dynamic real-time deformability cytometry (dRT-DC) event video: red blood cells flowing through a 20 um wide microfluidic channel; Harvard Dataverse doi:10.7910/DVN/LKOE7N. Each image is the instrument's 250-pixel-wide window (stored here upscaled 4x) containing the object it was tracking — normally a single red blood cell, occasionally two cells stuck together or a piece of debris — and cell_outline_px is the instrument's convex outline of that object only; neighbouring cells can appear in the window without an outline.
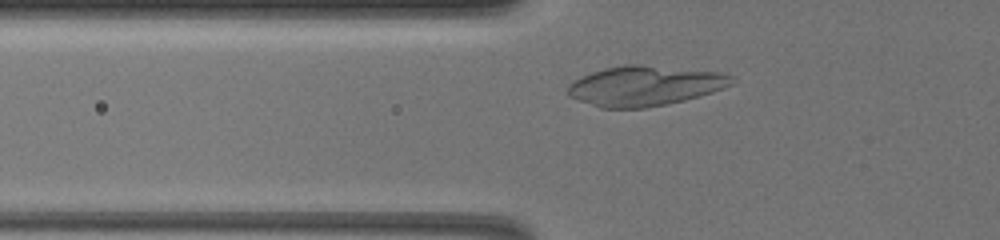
{"species": "common noctule bat (a hibernating species)", "species_latin": "Nyctalus noctula", "temperature_condition": "warm", "stored_images_in_passage": 44, "camera_frame_rate_fps": 3000, "um_per_image_px": 0.085, "animal": {"sex": "female", "body_mass_g": 19.5, "forearm_length_mm": 54.1}, "frame": {"image": 1, "passage_image": 11, "time_ms": 3.333, "image_size_px": [1000, 240], "cell_outline_px": [[732, 84], [712, 92], [684, 100], [644, 108], [600, 108], [568, 96], [568, 84], [580, 76], [604, 68], [624, 64], [640, 64], [720, 72], [732, 76]], "centroid_in_image_um": [54.76, 7.29], "position_along_channel_um": 71.0, "area_um2": 38.03}}
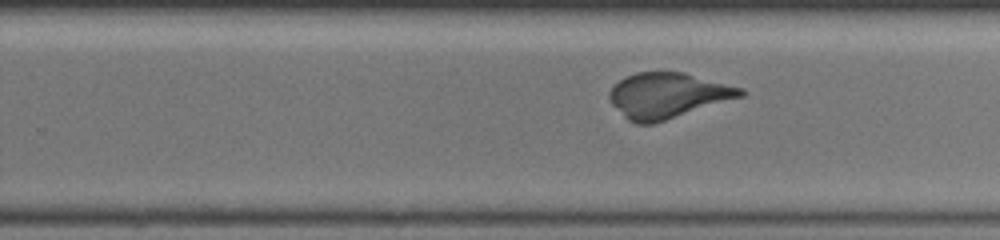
{"frame": {"image": 2, "passage_image": 30, "time_ms": 9.667, "image_size_px": [1000, 240], "cell_outline_px": [[748, 92], [744, 96], [652, 124], [636, 124], [628, 120], [612, 104], [608, 96], [608, 92], [624, 76], [636, 72], [684, 72], [744, 88]], "centroid_in_image_um": [56.77, 8.1], "position_along_channel_um": 273.0, "area_um2": 34.68}}
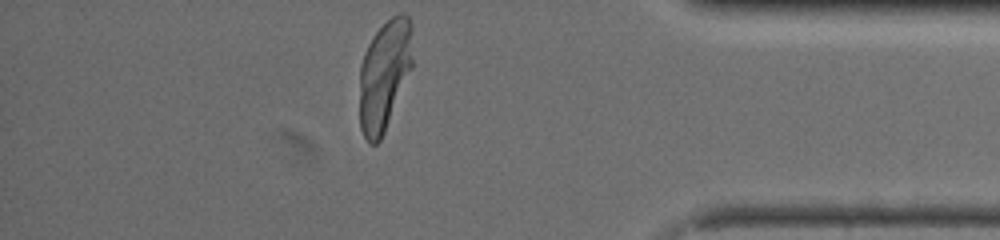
{"frame": {"image": 3, "passage_image": 44, "time_ms": 14.333, "image_size_px": [1000, 240], "cell_outline_px": [[412, 68], [384, 132], [380, 140], [376, 144], [368, 144], [360, 128], [360, 64], [364, 52], [372, 36], [392, 16], [400, 12], [404, 12], [408, 16], [412, 24]], "centroid_in_image_um": [32.68, 6.35], "position_along_channel_um": 402.5, "area_um2": 34.33}}